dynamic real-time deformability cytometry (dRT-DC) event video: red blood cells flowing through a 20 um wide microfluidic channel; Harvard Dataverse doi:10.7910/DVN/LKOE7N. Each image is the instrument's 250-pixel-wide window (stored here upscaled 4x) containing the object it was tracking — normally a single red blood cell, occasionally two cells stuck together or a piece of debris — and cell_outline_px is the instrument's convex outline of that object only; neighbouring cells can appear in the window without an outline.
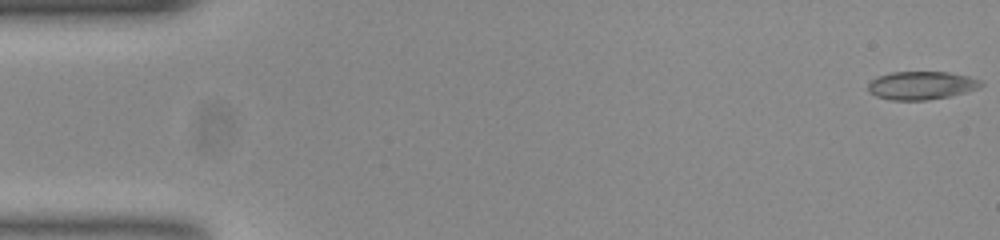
{"species": "common noctule bat (a hibernating species)", "species_latin": "Nyctalus noctula", "temperature_condition": "room temperature", "stored_images_in_passage": 54, "camera_frame_rate_fps": 3000, "um_per_image_px": 0.085, "animal": {"sex": "female", "body_mass_g": 23.0, "forearm_length_mm": 53.4}, "frame": {"image": 1, "passage_image": 1, "time_ms": 0.0, "image_size_px": [1000, 240], "cell_outline_px": [[984, 84], [980, 88], [948, 96], [928, 100], [892, 100], [876, 96], [868, 92], [868, 84], [876, 76], [888, 72], [948, 72], [968, 76], [984, 80]], "centroid_in_image_um": [78.32, 7.25], "position_along_channel_um": 6.7, "area_um2": 18.73}}
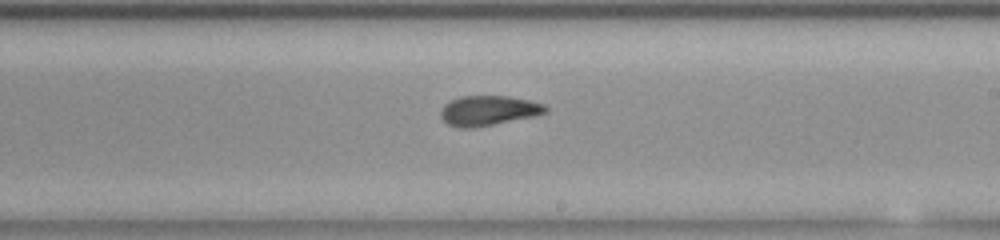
{"frame": {"image": 2, "passage_image": 31, "time_ms": 10.0, "image_size_px": [1000, 240], "cell_outline_px": [[548, 112], [532, 116], [472, 128], [460, 128], [448, 124], [440, 116], [440, 112], [444, 104], [460, 96], [508, 96], [528, 100], [544, 104], [548, 108]], "centroid_in_image_um": [41.49, 9.39], "position_along_channel_um": 247.5, "area_um2": 18.03}}
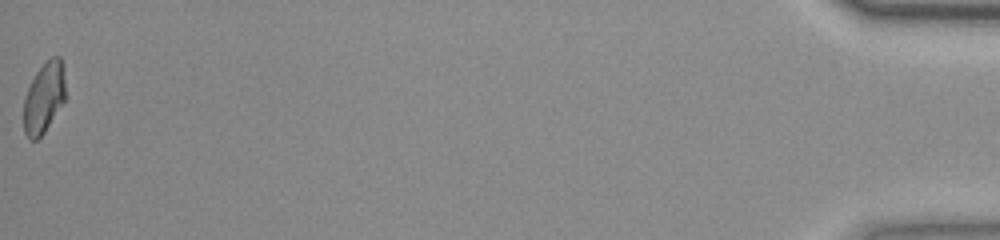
{"frame": {"image": 3, "passage_image": 54, "time_ms": 17.667, "image_size_px": [1000, 240], "cell_outline_px": [[64, 100], [44, 132], [36, 140], [28, 140], [24, 132], [24, 96], [36, 72], [52, 56], [60, 56], [64, 68]], "centroid_in_image_um": [3.72, 8.3], "position_along_channel_um": 431.5, "area_um2": 16.94}, "authors_computed_cell_mechanics": {"area_um2": 18.2359, "velocity_mm_per_s": 3.772, "shape_relaxation_time_tau1_ms": null, "shape_relaxation_time_tau2_ms": 2.6914, "deformation_change_tau1": null, "deformation_change_tau2": 0.0912}}